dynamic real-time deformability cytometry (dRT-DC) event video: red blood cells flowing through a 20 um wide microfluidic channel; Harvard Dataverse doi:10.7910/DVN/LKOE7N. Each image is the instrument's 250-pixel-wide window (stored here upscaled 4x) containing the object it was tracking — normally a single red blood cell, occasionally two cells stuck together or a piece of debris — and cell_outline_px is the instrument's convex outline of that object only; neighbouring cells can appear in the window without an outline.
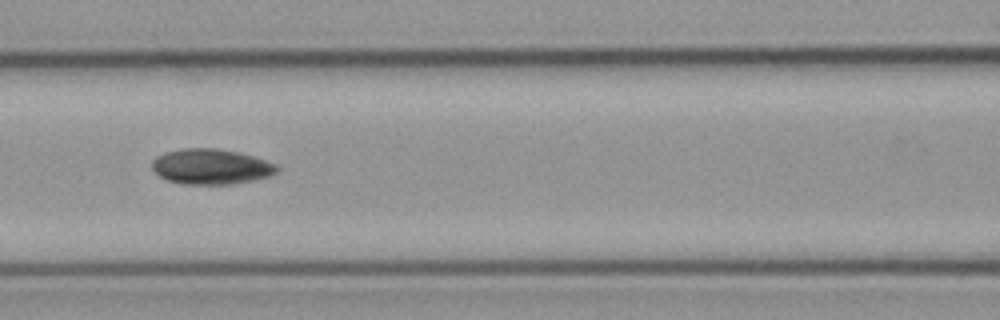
{"species": "common noctule bat (a hibernating species)", "species_latin": "Nyctalus noctula", "temperature_condition": "cold", "stored_images_in_passage": 8, "camera_frame_rate_fps": 3000, "um_per_image_px": 0.085, "animal": {"sex": "male", "body_mass_g": 23.1, "forearm_length_mm": 52.7}, "frame": {"image": 1, "passage_image": 6, "time_ms": 6.667, "image_size_px": [1000, 320], "cell_outline_px": [[280, 168], [276, 172], [268, 176], [232, 184], [184, 184], [168, 180], [160, 176], [152, 168], [152, 160], [156, 156], [164, 152], [184, 148], [216, 148], [236, 152], [252, 156], [276, 164]], "centroid_in_image_um": [17.9, 14.15], "position_along_channel_um": 148.7, "area_um2": 25.49}}
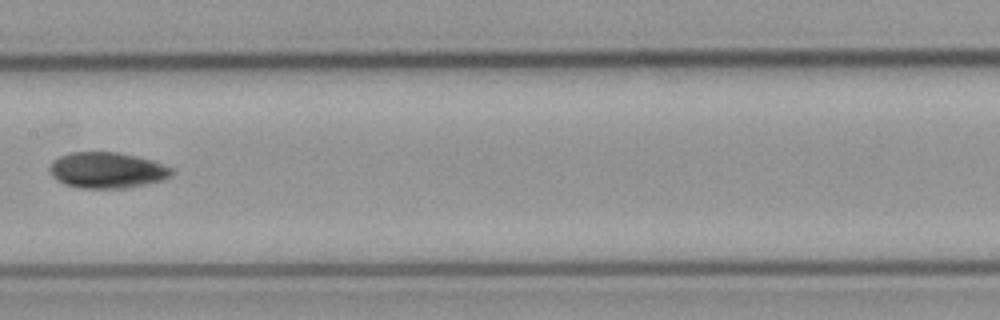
{"frame": {"image": 2, "passage_image": 7, "time_ms": 8.0, "image_size_px": [1000, 320], "cell_outline_px": [[172, 172], [168, 176], [160, 180], [144, 184], [124, 188], [80, 188], [64, 184], [56, 180], [48, 172], [48, 168], [52, 160], [60, 156], [72, 152], [120, 152], [152, 160], [172, 168]], "centroid_in_image_um": [9.02, 14.46], "position_along_channel_um": 198.4, "area_um2": 25.49}}
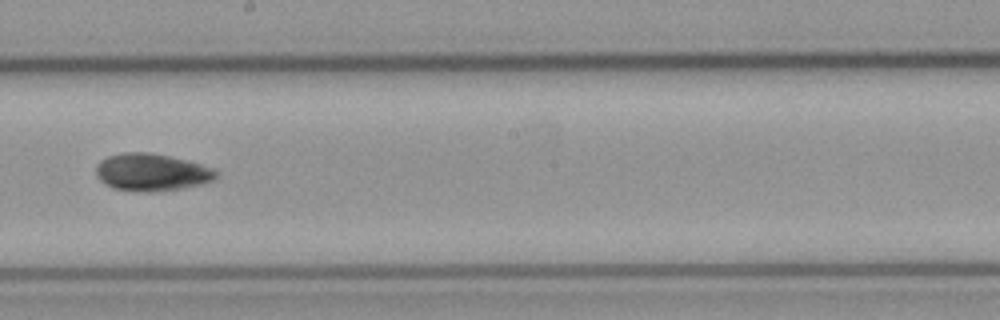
{"frame": {"image": 3, "passage_image": 8, "time_ms": 9.0, "image_size_px": [1000, 320], "cell_outline_px": [[216, 176], [212, 180], [200, 184], [160, 192], [140, 192], [112, 188], [104, 184], [96, 176], [96, 168], [100, 160], [108, 156], [124, 152], [148, 152], [188, 160], [200, 164], [216, 172]], "centroid_in_image_um": [12.81, 14.65], "position_along_channel_um": 235.4, "area_um2": 26.01}}